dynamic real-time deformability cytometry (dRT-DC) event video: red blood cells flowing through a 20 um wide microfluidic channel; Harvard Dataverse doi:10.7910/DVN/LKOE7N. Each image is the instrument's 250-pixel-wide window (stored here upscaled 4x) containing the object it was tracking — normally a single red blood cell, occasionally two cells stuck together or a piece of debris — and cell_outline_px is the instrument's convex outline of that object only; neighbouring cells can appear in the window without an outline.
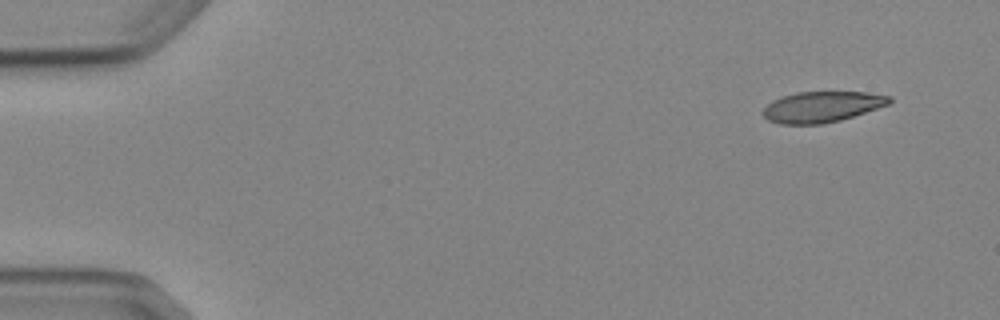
{"species": "Egyptian fruit bat (a non-hibernating species)", "species_latin": "Rousettus aegyptiacus", "temperature_condition": "cold", "stored_images_in_passage": 5, "camera_frame_rate_fps": 3000, "um_per_image_px": 0.085, "animal": {"sex": "female"}, "frame": {"image": 1, "passage_image": 1, "time_ms": 0.0, "image_size_px": [1000, 320], "cell_outline_px": [[892, 100], [888, 104], [840, 120], [820, 124], [780, 124], [768, 120], [764, 116], [764, 108], [772, 100], [796, 92], [864, 92], [892, 96]], "centroid_in_image_um": [69.85, 9.07], "position_along_channel_um": 15.1, "area_um2": 22.37}}
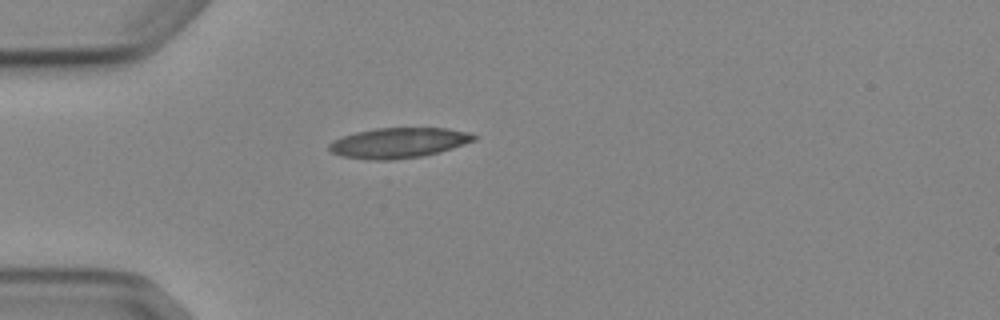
{"frame": {"image": 2, "passage_image": 4, "time_ms": 3.667, "image_size_px": [1000, 320], "cell_outline_px": [[476, 140], [452, 148], [420, 156], [388, 160], [376, 160], [344, 156], [332, 152], [328, 148], [328, 144], [344, 136], [356, 132], [376, 128], [448, 128], [468, 132], [476, 136]], "centroid_in_image_um": [33.9, 12.13], "position_along_channel_um": 51.1, "area_um2": 25.03}}